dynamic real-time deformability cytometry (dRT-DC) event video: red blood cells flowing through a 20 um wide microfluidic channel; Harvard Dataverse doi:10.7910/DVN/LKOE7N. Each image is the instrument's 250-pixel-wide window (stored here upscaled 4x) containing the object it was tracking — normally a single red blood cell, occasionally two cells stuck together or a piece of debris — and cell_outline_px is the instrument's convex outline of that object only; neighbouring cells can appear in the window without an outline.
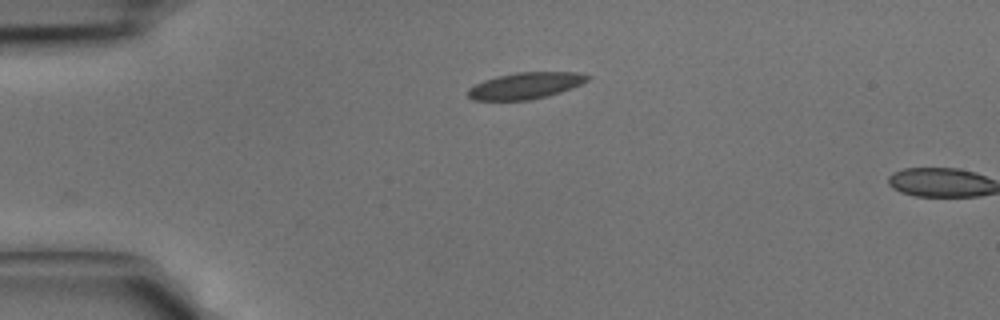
{"species": "common noctule bat (a hibernating species)", "species_latin": "Nyctalus noctula", "temperature_condition": "cold", "stored_images_in_passage": 2, "camera_frame_rate_fps": 3000, "um_per_image_px": 0.085, "animal": {"sex": "male", "body_mass_g": 15.6}, "frame": {"image": 1, "passage_image": 1, "time_ms": 0.0, "image_size_px": [1000, 320], "cell_outline_px": [[592, 76], [588, 80], [572, 88], [548, 96], [528, 100], [472, 100], [468, 96], [468, 88], [484, 80], [496, 76], [516, 72], [576, 72]], "centroid_in_image_um": [44.66, 7.28], "position_along_channel_um": 40.3, "area_um2": 18.44}}